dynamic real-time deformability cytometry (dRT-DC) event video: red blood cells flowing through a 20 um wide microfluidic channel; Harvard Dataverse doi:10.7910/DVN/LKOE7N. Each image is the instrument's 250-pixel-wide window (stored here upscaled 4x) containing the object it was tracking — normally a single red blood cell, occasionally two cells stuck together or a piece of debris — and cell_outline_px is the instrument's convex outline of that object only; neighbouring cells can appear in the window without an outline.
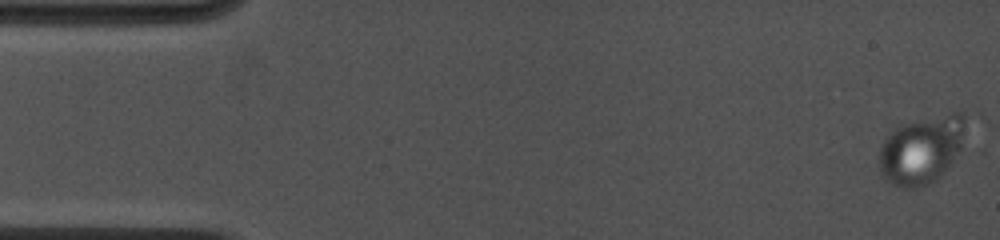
{"species": "common noctule bat (a hibernating species)", "species_latin": "Nyctalus noctula", "temperature_condition": "cold", "stored_images_in_passage": 6, "camera_frame_rate_fps": 4500, "um_per_image_px": 0.085, "animal": {"sex": "female", "body_mass_g": 19.0, "forearm_length_mm": 53.3}, "frame": {"image": 1, "passage_image": 1, "time_ms": 0.0, "image_size_px": [1000, 240], "cell_outline_px": [[964, 116], [960, 148], [952, 160], [936, 180], [920, 188], [904, 188], [892, 184], [884, 176], [880, 168], [880, 148], [884, 140], [896, 128], [904, 124], [952, 112], [964, 112]], "centroid_in_image_um": [78.31, 12.75], "position_along_channel_um": 6.7, "area_um2": 33.18}}